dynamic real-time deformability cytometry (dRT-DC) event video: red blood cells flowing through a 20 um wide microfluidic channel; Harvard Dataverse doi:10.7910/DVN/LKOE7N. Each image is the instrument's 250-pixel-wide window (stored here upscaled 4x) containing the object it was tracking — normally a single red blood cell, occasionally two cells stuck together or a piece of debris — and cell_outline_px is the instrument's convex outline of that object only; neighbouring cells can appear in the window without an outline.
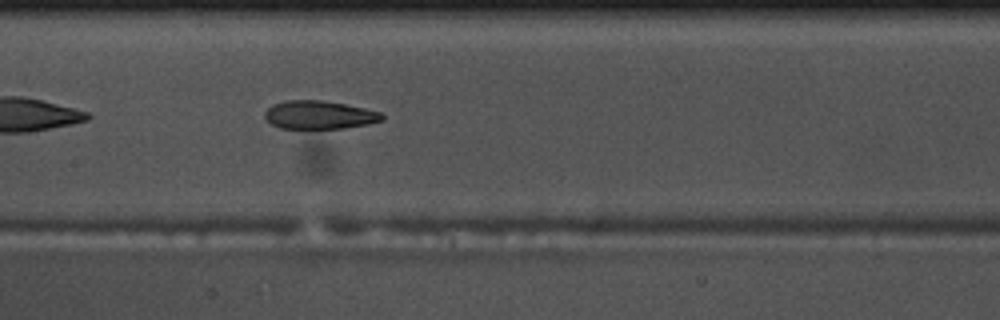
{"species": "common noctule bat (a hibernating species)", "species_latin": "Nyctalus noctula", "temperature_condition": "warm", "stored_images_in_passage": 41, "camera_frame_rate_fps": 3000, "um_per_image_px": 0.085, "animal": {"sex": "male", "body_mass_g": 17.5, "forearm_length_mm": 52.3}, "frame": {"image": 1, "passage_image": 12, "time_ms": 3.667, "image_size_px": [1000, 320], "cell_outline_px": [[384, 120], [368, 124], [344, 128], [280, 128], [272, 124], [264, 116], [264, 112], [272, 104], [284, 100], [320, 100], [344, 104], [384, 112]], "centroid_in_image_um": [27.16, 9.76], "position_along_channel_um": 180.2, "area_um2": 19.36}, "authors_computed_cell_mechanics": {"area_um2": 20.519, "velocity_mm_per_s": 3.6878, "shape_relaxation_time_tau1_ms": 5.1725, "shape_relaxation_time_tau2_ms": 3.4757, "deformation_change_tau1": 0.1755, "deformation_change_tau2": 0.1188}}